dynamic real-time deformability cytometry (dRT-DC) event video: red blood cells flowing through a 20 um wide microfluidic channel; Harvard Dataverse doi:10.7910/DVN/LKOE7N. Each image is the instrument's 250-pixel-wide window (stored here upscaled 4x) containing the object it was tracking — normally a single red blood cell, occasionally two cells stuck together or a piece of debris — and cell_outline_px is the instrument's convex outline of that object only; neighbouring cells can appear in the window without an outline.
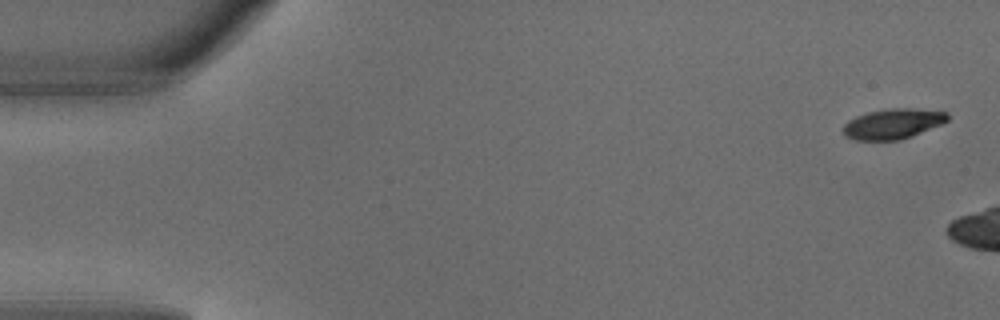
{"species": "common noctule bat (a hibernating species)", "species_latin": "Nyctalus noctula", "temperature_condition": "warm", "stored_images_in_passage": 3, "camera_frame_rate_fps": 3000, "um_per_image_px": 0.085, "animal": {"sex": "male", "body_mass_g": 18.8}, "frame": {"image": 1, "passage_image": 1, "time_ms": 0.0, "image_size_px": [1000, 320], "cell_outline_px": [[948, 120], [940, 124], [912, 136], [900, 140], [856, 140], [844, 136], [844, 124], [848, 120], [856, 116], [868, 112], [892, 108], [912, 108], [948, 112]], "centroid_in_image_um": [75.88, 10.52], "position_along_channel_um": 9.1, "area_um2": 18.26}}